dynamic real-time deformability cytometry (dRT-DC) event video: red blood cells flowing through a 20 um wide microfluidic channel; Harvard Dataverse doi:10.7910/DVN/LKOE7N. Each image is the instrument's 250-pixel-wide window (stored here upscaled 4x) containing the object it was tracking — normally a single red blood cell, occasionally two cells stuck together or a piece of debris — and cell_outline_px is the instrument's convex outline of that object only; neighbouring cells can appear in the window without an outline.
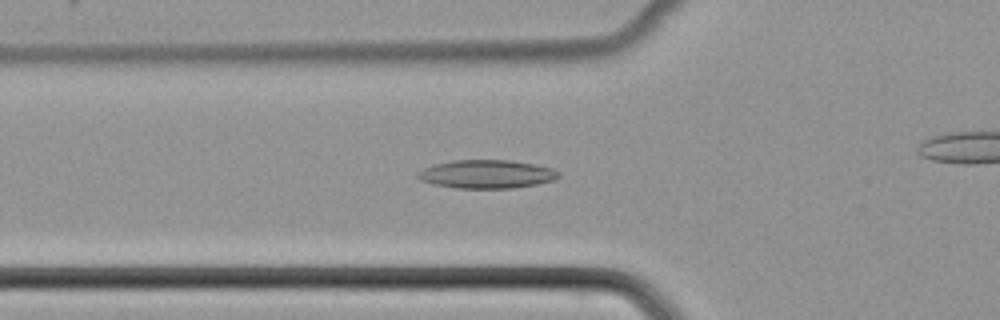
{"species": "common noctule bat (a hibernating species)", "species_latin": "Nyctalus noctula", "temperature_condition": "cold", "stored_images_in_passage": 37, "camera_frame_rate_fps": 3000, "um_per_image_px": 0.085, "animal": {"sex": "female", "body_mass_g": 22.7, "forearm_length_mm": 54.2}, "frame": {"image": 1, "passage_image": 13, "time_ms": 4.0, "image_size_px": [1000, 320], "cell_outline_px": [[560, 176], [552, 180], [536, 184], [512, 188], [456, 188], [432, 184], [420, 180], [416, 176], [416, 172], [432, 164], [452, 160], [508, 160], [536, 164], [552, 168], [560, 172]], "centroid_in_image_um": [41.32, 14.79], "position_along_channel_um": 84.5, "area_um2": 23.47}}
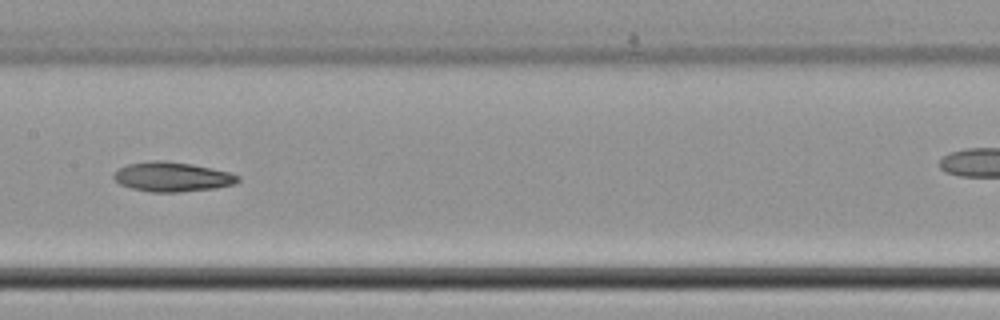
{"frame": {"image": 2, "passage_image": 21, "time_ms": 6.667, "image_size_px": [1000, 320], "cell_outline_px": [[240, 180], [236, 184], [216, 188], [180, 192], [152, 192], [132, 188], [120, 184], [112, 176], [112, 172], [128, 164], [148, 160], [164, 160], [192, 164], [212, 168], [228, 172], [240, 176]], "centroid_in_image_um": [14.64, 15.02], "position_along_channel_um": 192.8, "area_um2": 21.56}}
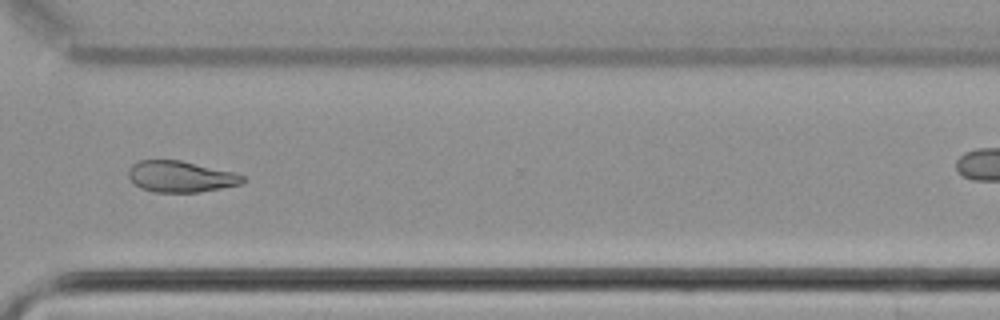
{"frame": {"image": 3, "passage_image": 33, "time_ms": 10.667, "image_size_px": [1000, 320], "cell_outline_px": [[248, 180], [244, 184], [200, 192], [156, 192], [140, 188], [128, 176], [128, 172], [132, 164], [140, 160], [180, 160], [232, 172], [244, 176]], "centroid_in_image_um": [15.39, 15.01], "position_along_channel_um": 355.2, "area_um2": 20.75}}